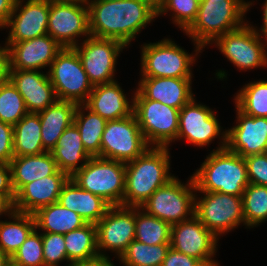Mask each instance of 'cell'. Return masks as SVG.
Segmentation results:
<instances>
[{
    "mask_svg": "<svg viewBox=\"0 0 267 266\" xmlns=\"http://www.w3.org/2000/svg\"><path fill=\"white\" fill-rule=\"evenodd\" d=\"M92 37L114 39L126 47L157 16L147 0H87Z\"/></svg>",
    "mask_w": 267,
    "mask_h": 266,
    "instance_id": "obj_1",
    "label": "cell"
},
{
    "mask_svg": "<svg viewBox=\"0 0 267 266\" xmlns=\"http://www.w3.org/2000/svg\"><path fill=\"white\" fill-rule=\"evenodd\" d=\"M168 147L150 146L142 155L125 163L123 206L140 207L158 188L175 176L169 174Z\"/></svg>",
    "mask_w": 267,
    "mask_h": 266,
    "instance_id": "obj_2",
    "label": "cell"
},
{
    "mask_svg": "<svg viewBox=\"0 0 267 266\" xmlns=\"http://www.w3.org/2000/svg\"><path fill=\"white\" fill-rule=\"evenodd\" d=\"M252 2L244 0H202L195 21L185 31L196 44V55L219 36L243 26V16Z\"/></svg>",
    "mask_w": 267,
    "mask_h": 266,
    "instance_id": "obj_3",
    "label": "cell"
},
{
    "mask_svg": "<svg viewBox=\"0 0 267 266\" xmlns=\"http://www.w3.org/2000/svg\"><path fill=\"white\" fill-rule=\"evenodd\" d=\"M192 178L199 192L243 196L249 185L245 159L227 147L212 150Z\"/></svg>",
    "mask_w": 267,
    "mask_h": 266,
    "instance_id": "obj_4",
    "label": "cell"
},
{
    "mask_svg": "<svg viewBox=\"0 0 267 266\" xmlns=\"http://www.w3.org/2000/svg\"><path fill=\"white\" fill-rule=\"evenodd\" d=\"M83 190L102 197L111 206H123L125 163L102 157H91L71 177Z\"/></svg>",
    "mask_w": 267,
    "mask_h": 266,
    "instance_id": "obj_5",
    "label": "cell"
},
{
    "mask_svg": "<svg viewBox=\"0 0 267 266\" xmlns=\"http://www.w3.org/2000/svg\"><path fill=\"white\" fill-rule=\"evenodd\" d=\"M131 100L133 113L149 146L168 147L176 140L179 109L149 100L138 89Z\"/></svg>",
    "mask_w": 267,
    "mask_h": 266,
    "instance_id": "obj_6",
    "label": "cell"
},
{
    "mask_svg": "<svg viewBox=\"0 0 267 266\" xmlns=\"http://www.w3.org/2000/svg\"><path fill=\"white\" fill-rule=\"evenodd\" d=\"M195 192L197 191L192 176L187 184L174 177L158 188L140 208L170 225L180 223L194 216Z\"/></svg>",
    "mask_w": 267,
    "mask_h": 266,
    "instance_id": "obj_7",
    "label": "cell"
},
{
    "mask_svg": "<svg viewBox=\"0 0 267 266\" xmlns=\"http://www.w3.org/2000/svg\"><path fill=\"white\" fill-rule=\"evenodd\" d=\"M58 100L85 104L93 90L81 59L73 47H64L47 72Z\"/></svg>",
    "mask_w": 267,
    "mask_h": 266,
    "instance_id": "obj_8",
    "label": "cell"
},
{
    "mask_svg": "<svg viewBox=\"0 0 267 266\" xmlns=\"http://www.w3.org/2000/svg\"><path fill=\"white\" fill-rule=\"evenodd\" d=\"M141 76L192 78L191 65L196 60L170 39L142 45Z\"/></svg>",
    "mask_w": 267,
    "mask_h": 266,
    "instance_id": "obj_9",
    "label": "cell"
},
{
    "mask_svg": "<svg viewBox=\"0 0 267 266\" xmlns=\"http://www.w3.org/2000/svg\"><path fill=\"white\" fill-rule=\"evenodd\" d=\"M200 193L205 194L201 199L195 195L194 215L217 238L237 228L240 223L244 222L245 225L242 196L220 192Z\"/></svg>",
    "mask_w": 267,
    "mask_h": 266,
    "instance_id": "obj_10",
    "label": "cell"
},
{
    "mask_svg": "<svg viewBox=\"0 0 267 266\" xmlns=\"http://www.w3.org/2000/svg\"><path fill=\"white\" fill-rule=\"evenodd\" d=\"M149 147L134 113L119 120L107 121L101 139L102 158L127 163Z\"/></svg>",
    "mask_w": 267,
    "mask_h": 266,
    "instance_id": "obj_11",
    "label": "cell"
},
{
    "mask_svg": "<svg viewBox=\"0 0 267 266\" xmlns=\"http://www.w3.org/2000/svg\"><path fill=\"white\" fill-rule=\"evenodd\" d=\"M47 33L62 47L78 45V37H90L87 2H50Z\"/></svg>",
    "mask_w": 267,
    "mask_h": 266,
    "instance_id": "obj_12",
    "label": "cell"
},
{
    "mask_svg": "<svg viewBox=\"0 0 267 266\" xmlns=\"http://www.w3.org/2000/svg\"><path fill=\"white\" fill-rule=\"evenodd\" d=\"M261 37L247 22L240 28L217 37L215 43L224 56L240 70L267 65V52Z\"/></svg>",
    "mask_w": 267,
    "mask_h": 266,
    "instance_id": "obj_13",
    "label": "cell"
},
{
    "mask_svg": "<svg viewBox=\"0 0 267 266\" xmlns=\"http://www.w3.org/2000/svg\"><path fill=\"white\" fill-rule=\"evenodd\" d=\"M73 48L79 55L83 68L93 86L115 82L117 57L126 46L114 39L88 37Z\"/></svg>",
    "mask_w": 267,
    "mask_h": 266,
    "instance_id": "obj_14",
    "label": "cell"
},
{
    "mask_svg": "<svg viewBox=\"0 0 267 266\" xmlns=\"http://www.w3.org/2000/svg\"><path fill=\"white\" fill-rule=\"evenodd\" d=\"M220 135L223 142L221 141L222 144L217 150L226 148L227 131L221 132V126L214 111L203 104L196 103L194 97L180 109L176 140L185 138L190 144L203 147Z\"/></svg>",
    "mask_w": 267,
    "mask_h": 266,
    "instance_id": "obj_15",
    "label": "cell"
},
{
    "mask_svg": "<svg viewBox=\"0 0 267 266\" xmlns=\"http://www.w3.org/2000/svg\"><path fill=\"white\" fill-rule=\"evenodd\" d=\"M96 228L99 257L110 259L102 252L108 249L119 259L135 239V207L111 206L96 223Z\"/></svg>",
    "mask_w": 267,
    "mask_h": 266,
    "instance_id": "obj_16",
    "label": "cell"
},
{
    "mask_svg": "<svg viewBox=\"0 0 267 266\" xmlns=\"http://www.w3.org/2000/svg\"><path fill=\"white\" fill-rule=\"evenodd\" d=\"M218 238L194 215L191 219L171 225L170 247L199 259L205 266H218L212 259Z\"/></svg>",
    "mask_w": 267,
    "mask_h": 266,
    "instance_id": "obj_17",
    "label": "cell"
},
{
    "mask_svg": "<svg viewBox=\"0 0 267 266\" xmlns=\"http://www.w3.org/2000/svg\"><path fill=\"white\" fill-rule=\"evenodd\" d=\"M23 1L16 0L14 10L3 26V29L10 28L6 43L22 42L48 34L50 1L27 0L24 5Z\"/></svg>",
    "mask_w": 267,
    "mask_h": 266,
    "instance_id": "obj_18",
    "label": "cell"
},
{
    "mask_svg": "<svg viewBox=\"0 0 267 266\" xmlns=\"http://www.w3.org/2000/svg\"><path fill=\"white\" fill-rule=\"evenodd\" d=\"M236 126L227 131V148L243 158L267 150V117H252L237 106Z\"/></svg>",
    "mask_w": 267,
    "mask_h": 266,
    "instance_id": "obj_19",
    "label": "cell"
},
{
    "mask_svg": "<svg viewBox=\"0 0 267 266\" xmlns=\"http://www.w3.org/2000/svg\"><path fill=\"white\" fill-rule=\"evenodd\" d=\"M5 45L8 47L9 69L19 70L50 68L57 54L64 48L49 34Z\"/></svg>",
    "mask_w": 267,
    "mask_h": 266,
    "instance_id": "obj_20",
    "label": "cell"
},
{
    "mask_svg": "<svg viewBox=\"0 0 267 266\" xmlns=\"http://www.w3.org/2000/svg\"><path fill=\"white\" fill-rule=\"evenodd\" d=\"M8 79L23 97L29 113H39L58 100L48 73L9 69Z\"/></svg>",
    "mask_w": 267,
    "mask_h": 266,
    "instance_id": "obj_21",
    "label": "cell"
},
{
    "mask_svg": "<svg viewBox=\"0 0 267 266\" xmlns=\"http://www.w3.org/2000/svg\"><path fill=\"white\" fill-rule=\"evenodd\" d=\"M69 178L58 170L54 175L25 184L15 194L14 210L34 214L39 208L58 202L62 187Z\"/></svg>",
    "mask_w": 267,
    "mask_h": 266,
    "instance_id": "obj_22",
    "label": "cell"
},
{
    "mask_svg": "<svg viewBox=\"0 0 267 266\" xmlns=\"http://www.w3.org/2000/svg\"><path fill=\"white\" fill-rule=\"evenodd\" d=\"M192 78L142 77L137 89L149 100L181 109L193 97Z\"/></svg>",
    "mask_w": 267,
    "mask_h": 266,
    "instance_id": "obj_23",
    "label": "cell"
},
{
    "mask_svg": "<svg viewBox=\"0 0 267 266\" xmlns=\"http://www.w3.org/2000/svg\"><path fill=\"white\" fill-rule=\"evenodd\" d=\"M126 97L115 81L93 86L85 105L106 121L119 120L133 113V101Z\"/></svg>",
    "mask_w": 267,
    "mask_h": 266,
    "instance_id": "obj_24",
    "label": "cell"
},
{
    "mask_svg": "<svg viewBox=\"0 0 267 266\" xmlns=\"http://www.w3.org/2000/svg\"><path fill=\"white\" fill-rule=\"evenodd\" d=\"M58 202L77 212L86 223L96 224L106 214L111 205L102 197L83 190L72 178L62 187Z\"/></svg>",
    "mask_w": 267,
    "mask_h": 266,
    "instance_id": "obj_25",
    "label": "cell"
},
{
    "mask_svg": "<svg viewBox=\"0 0 267 266\" xmlns=\"http://www.w3.org/2000/svg\"><path fill=\"white\" fill-rule=\"evenodd\" d=\"M9 165L15 194L25 184L54 175L59 170L51 152L40 155L14 156Z\"/></svg>",
    "mask_w": 267,
    "mask_h": 266,
    "instance_id": "obj_26",
    "label": "cell"
},
{
    "mask_svg": "<svg viewBox=\"0 0 267 266\" xmlns=\"http://www.w3.org/2000/svg\"><path fill=\"white\" fill-rule=\"evenodd\" d=\"M77 104L57 100L39 112L41 122V140L46 152H50L68 126L74 121Z\"/></svg>",
    "mask_w": 267,
    "mask_h": 266,
    "instance_id": "obj_27",
    "label": "cell"
},
{
    "mask_svg": "<svg viewBox=\"0 0 267 266\" xmlns=\"http://www.w3.org/2000/svg\"><path fill=\"white\" fill-rule=\"evenodd\" d=\"M50 152L58 169L70 178L91 158L82 144L79 130L74 123L66 128ZM81 161L83 163L78 166Z\"/></svg>",
    "mask_w": 267,
    "mask_h": 266,
    "instance_id": "obj_28",
    "label": "cell"
},
{
    "mask_svg": "<svg viewBox=\"0 0 267 266\" xmlns=\"http://www.w3.org/2000/svg\"><path fill=\"white\" fill-rule=\"evenodd\" d=\"M36 229L43 233L65 235L86 225V221L77 213L62 206L59 202L39 208L34 214Z\"/></svg>",
    "mask_w": 267,
    "mask_h": 266,
    "instance_id": "obj_29",
    "label": "cell"
},
{
    "mask_svg": "<svg viewBox=\"0 0 267 266\" xmlns=\"http://www.w3.org/2000/svg\"><path fill=\"white\" fill-rule=\"evenodd\" d=\"M14 156L40 155L46 151L41 140V122L38 113H27L14 126Z\"/></svg>",
    "mask_w": 267,
    "mask_h": 266,
    "instance_id": "obj_30",
    "label": "cell"
},
{
    "mask_svg": "<svg viewBox=\"0 0 267 266\" xmlns=\"http://www.w3.org/2000/svg\"><path fill=\"white\" fill-rule=\"evenodd\" d=\"M86 110V113L84 112ZM73 123L79 130L82 144L91 157H101L102 133L107 121L93 112L85 104L76 107Z\"/></svg>",
    "mask_w": 267,
    "mask_h": 266,
    "instance_id": "obj_31",
    "label": "cell"
},
{
    "mask_svg": "<svg viewBox=\"0 0 267 266\" xmlns=\"http://www.w3.org/2000/svg\"><path fill=\"white\" fill-rule=\"evenodd\" d=\"M13 221H0V250L10 257L36 229L33 214L13 211L9 218Z\"/></svg>",
    "mask_w": 267,
    "mask_h": 266,
    "instance_id": "obj_32",
    "label": "cell"
},
{
    "mask_svg": "<svg viewBox=\"0 0 267 266\" xmlns=\"http://www.w3.org/2000/svg\"><path fill=\"white\" fill-rule=\"evenodd\" d=\"M67 258L72 262H87L99 258L96 224L83 227L64 235Z\"/></svg>",
    "mask_w": 267,
    "mask_h": 266,
    "instance_id": "obj_33",
    "label": "cell"
},
{
    "mask_svg": "<svg viewBox=\"0 0 267 266\" xmlns=\"http://www.w3.org/2000/svg\"><path fill=\"white\" fill-rule=\"evenodd\" d=\"M171 225L135 207V240L147 245L170 243Z\"/></svg>",
    "mask_w": 267,
    "mask_h": 266,
    "instance_id": "obj_34",
    "label": "cell"
},
{
    "mask_svg": "<svg viewBox=\"0 0 267 266\" xmlns=\"http://www.w3.org/2000/svg\"><path fill=\"white\" fill-rule=\"evenodd\" d=\"M170 243L147 245L133 240L120 256L123 266H161Z\"/></svg>",
    "mask_w": 267,
    "mask_h": 266,
    "instance_id": "obj_35",
    "label": "cell"
},
{
    "mask_svg": "<svg viewBox=\"0 0 267 266\" xmlns=\"http://www.w3.org/2000/svg\"><path fill=\"white\" fill-rule=\"evenodd\" d=\"M235 105L252 117H267V80L248 83L239 90Z\"/></svg>",
    "mask_w": 267,
    "mask_h": 266,
    "instance_id": "obj_36",
    "label": "cell"
},
{
    "mask_svg": "<svg viewBox=\"0 0 267 266\" xmlns=\"http://www.w3.org/2000/svg\"><path fill=\"white\" fill-rule=\"evenodd\" d=\"M243 215L245 225L254 227L267 220V187L250 184L245 188L243 196Z\"/></svg>",
    "mask_w": 267,
    "mask_h": 266,
    "instance_id": "obj_37",
    "label": "cell"
},
{
    "mask_svg": "<svg viewBox=\"0 0 267 266\" xmlns=\"http://www.w3.org/2000/svg\"><path fill=\"white\" fill-rule=\"evenodd\" d=\"M28 110L21 94L12 82L7 79L0 83V121L15 125Z\"/></svg>",
    "mask_w": 267,
    "mask_h": 266,
    "instance_id": "obj_38",
    "label": "cell"
},
{
    "mask_svg": "<svg viewBox=\"0 0 267 266\" xmlns=\"http://www.w3.org/2000/svg\"><path fill=\"white\" fill-rule=\"evenodd\" d=\"M199 4L196 0H165L157 9V16L171 10L172 21L185 32L196 19Z\"/></svg>",
    "mask_w": 267,
    "mask_h": 266,
    "instance_id": "obj_39",
    "label": "cell"
},
{
    "mask_svg": "<svg viewBox=\"0 0 267 266\" xmlns=\"http://www.w3.org/2000/svg\"><path fill=\"white\" fill-rule=\"evenodd\" d=\"M15 266H45L42 234L35 229L11 257Z\"/></svg>",
    "mask_w": 267,
    "mask_h": 266,
    "instance_id": "obj_40",
    "label": "cell"
},
{
    "mask_svg": "<svg viewBox=\"0 0 267 266\" xmlns=\"http://www.w3.org/2000/svg\"><path fill=\"white\" fill-rule=\"evenodd\" d=\"M43 257L45 266H58L59 261L67 260L64 235L42 233Z\"/></svg>",
    "mask_w": 267,
    "mask_h": 266,
    "instance_id": "obj_41",
    "label": "cell"
},
{
    "mask_svg": "<svg viewBox=\"0 0 267 266\" xmlns=\"http://www.w3.org/2000/svg\"><path fill=\"white\" fill-rule=\"evenodd\" d=\"M247 169V178L250 184L267 187V155L256 154L244 158Z\"/></svg>",
    "mask_w": 267,
    "mask_h": 266,
    "instance_id": "obj_42",
    "label": "cell"
},
{
    "mask_svg": "<svg viewBox=\"0 0 267 266\" xmlns=\"http://www.w3.org/2000/svg\"><path fill=\"white\" fill-rule=\"evenodd\" d=\"M13 125L0 121V163L9 164L14 157Z\"/></svg>",
    "mask_w": 267,
    "mask_h": 266,
    "instance_id": "obj_43",
    "label": "cell"
},
{
    "mask_svg": "<svg viewBox=\"0 0 267 266\" xmlns=\"http://www.w3.org/2000/svg\"><path fill=\"white\" fill-rule=\"evenodd\" d=\"M161 266H205L199 259L170 247Z\"/></svg>",
    "mask_w": 267,
    "mask_h": 266,
    "instance_id": "obj_44",
    "label": "cell"
},
{
    "mask_svg": "<svg viewBox=\"0 0 267 266\" xmlns=\"http://www.w3.org/2000/svg\"><path fill=\"white\" fill-rule=\"evenodd\" d=\"M0 195L15 196L11 182V169L7 163H0Z\"/></svg>",
    "mask_w": 267,
    "mask_h": 266,
    "instance_id": "obj_45",
    "label": "cell"
},
{
    "mask_svg": "<svg viewBox=\"0 0 267 266\" xmlns=\"http://www.w3.org/2000/svg\"><path fill=\"white\" fill-rule=\"evenodd\" d=\"M16 0H0V28L8 22L11 16Z\"/></svg>",
    "mask_w": 267,
    "mask_h": 266,
    "instance_id": "obj_46",
    "label": "cell"
},
{
    "mask_svg": "<svg viewBox=\"0 0 267 266\" xmlns=\"http://www.w3.org/2000/svg\"><path fill=\"white\" fill-rule=\"evenodd\" d=\"M9 60L8 47L0 46V83L8 79Z\"/></svg>",
    "mask_w": 267,
    "mask_h": 266,
    "instance_id": "obj_47",
    "label": "cell"
},
{
    "mask_svg": "<svg viewBox=\"0 0 267 266\" xmlns=\"http://www.w3.org/2000/svg\"><path fill=\"white\" fill-rule=\"evenodd\" d=\"M15 196L0 195V215L10 216L14 211Z\"/></svg>",
    "mask_w": 267,
    "mask_h": 266,
    "instance_id": "obj_48",
    "label": "cell"
},
{
    "mask_svg": "<svg viewBox=\"0 0 267 266\" xmlns=\"http://www.w3.org/2000/svg\"><path fill=\"white\" fill-rule=\"evenodd\" d=\"M68 266H115L111 260L107 258H97L87 262H72Z\"/></svg>",
    "mask_w": 267,
    "mask_h": 266,
    "instance_id": "obj_49",
    "label": "cell"
},
{
    "mask_svg": "<svg viewBox=\"0 0 267 266\" xmlns=\"http://www.w3.org/2000/svg\"><path fill=\"white\" fill-rule=\"evenodd\" d=\"M263 27H261V33H259L260 30H257L255 28V30L258 32V34L261 36L264 35L265 36V40L267 43V0L265 1L264 5H263Z\"/></svg>",
    "mask_w": 267,
    "mask_h": 266,
    "instance_id": "obj_50",
    "label": "cell"
},
{
    "mask_svg": "<svg viewBox=\"0 0 267 266\" xmlns=\"http://www.w3.org/2000/svg\"><path fill=\"white\" fill-rule=\"evenodd\" d=\"M11 264V257L0 250V266H8Z\"/></svg>",
    "mask_w": 267,
    "mask_h": 266,
    "instance_id": "obj_51",
    "label": "cell"
},
{
    "mask_svg": "<svg viewBox=\"0 0 267 266\" xmlns=\"http://www.w3.org/2000/svg\"><path fill=\"white\" fill-rule=\"evenodd\" d=\"M147 1L150 2L156 9H158L165 0H147Z\"/></svg>",
    "mask_w": 267,
    "mask_h": 266,
    "instance_id": "obj_52",
    "label": "cell"
},
{
    "mask_svg": "<svg viewBox=\"0 0 267 266\" xmlns=\"http://www.w3.org/2000/svg\"><path fill=\"white\" fill-rule=\"evenodd\" d=\"M50 2H60V1H80V0H48Z\"/></svg>",
    "mask_w": 267,
    "mask_h": 266,
    "instance_id": "obj_53",
    "label": "cell"
}]
</instances>
